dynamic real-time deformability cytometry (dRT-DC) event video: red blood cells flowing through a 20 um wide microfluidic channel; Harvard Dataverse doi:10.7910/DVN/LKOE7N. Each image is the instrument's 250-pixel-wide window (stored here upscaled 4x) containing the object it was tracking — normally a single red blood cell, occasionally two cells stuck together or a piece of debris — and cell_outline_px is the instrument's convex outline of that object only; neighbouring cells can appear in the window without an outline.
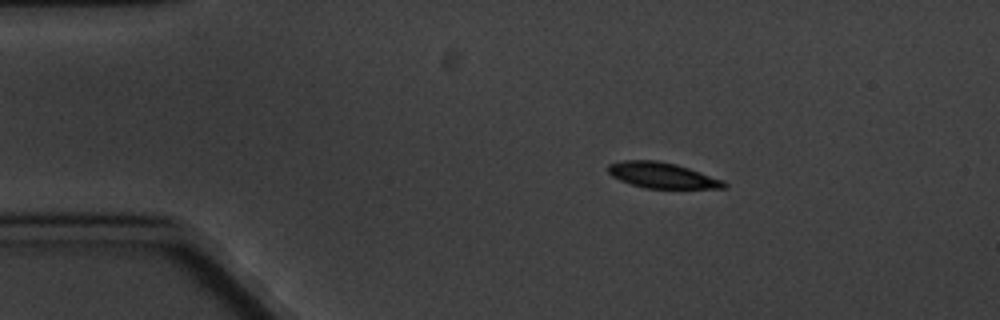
{"species": "common noctule bat (a hibernating species)", "species_latin": "Nyctalus noctula", "temperature_condition": "cold", "stored_images_in_passage": 4, "camera_frame_rate_fps": 3000, "um_per_image_px": 0.085, "animal": {"sex": "male", "body_mass_g": 20.1, "forearm_length_mm": 53.5}, "frame": {"image": 1, "passage_image": 2, "time_ms": 1.0, "image_size_px": [1000, 320], "cell_outline_px": [[728, 184], [724, 188], [644, 188], [620, 180], [612, 176], [608, 172], [608, 164], [624, 160], [656, 160], [676, 164], [724, 180]], "centroid_in_image_um": [56.28, 14.9], "position_along_channel_um": 28.7, "area_um2": 17.22}}